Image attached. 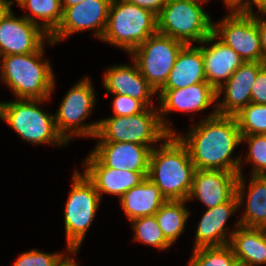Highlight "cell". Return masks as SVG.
Returning <instances> with one entry per match:
<instances>
[{
    "label": "cell",
    "mask_w": 266,
    "mask_h": 266,
    "mask_svg": "<svg viewBox=\"0 0 266 266\" xmlns=\"http://www.w3.org/2000/svg\"><path fill=\"white\" fill-rule=\"evenodd\" d=\"M213 112L186 137L176 135L186 145L195 170H223L242 175L241 157H231L242 142L237 119L218 114L216 108Z\"/></svg>",
    "instance_id": "cell-1"
},
{
    "label": "cell",
    "mask_w": 266,
    "mask_h": 266,
    "mask_svg": "<svg viewBox=\"0 0 266 266\" xmlns=\"http://www.w3.org/2000/svg\"><path fill=\"white\" fill-rule=\"evenodd\" d=\"M160 148L150 154L147 178L160 190L166 200H187L195 172L186 145L176 134H168Z\"/></svg>",
    "instance_id": "cell-2"
},
{
    "label": "cell",
    "mask_w": 266,
    "mask_h": 266,
    "mask_svg": "<svg viewBox=\"0 0 266 266\" xmlns=\"http://www.w3.org/2000/svg\"><path fill=\"white\" fill-rule=\"evenodd\" d=\"M43 46L37 51L1 56V80L18 99H48L55 81L50 63L42 62Z\"/></svg>",
    "instance_id": "cell-3"
},
{
    "label": "cell",
    "mask_w": 266,
    "mask_h": 266,
    "mask_svg": "<svg viewBox=\"0 0 266 266\" xmlns=\"http://www.w3.org/2000/svg\"><path fill=\"white\" fill-rule=\"evenodd\" d=\"M205 1L208 0H167L157 15V32L185 45L215 41L212 20L201 5Z\"/></svg>",
    "instance_id": "cell-4"
},
{
    "label": "cell",
    "mask_w": 266,
    "mask_h": 266,
    "mask_svg": "<svg viewBox=\"0 0 266 266\" xmlns=\"http://www.w3.org/2000/svg\"><path fill=\"white\" fill-rule=\"evenodd\" d=\"M156 33L157 15L152 11L123 0H112L101 40L131 54L135 48Z\"/></svg>",
    "instance_id": "cell-5"
},
{
    "label": "cell",
    "mask_w": 266,
    "mask_h": 266,
    "mask_svg": "<svg viewBox=\"0 0 266 266\" xmlns=\"http://www.w3.org/2000/svg\"><path fill=\"white\" fill-rule=\"evenodd\" d=\"M47 99H18L0 102V118L7 122L19 136L31 143L66 144L59 134L55 117L46 114L37 106ZM37 104V105H36Z\"/></svg>",
    "instance_id": "cell-6"
},
{
    "label": "cell",
    "mask_w": 266,
    "mask_h": 266,
    "mask_svg": "<svg viewBox=\"0 0 266 266\" xmlns=\"http://www.w3.org/2000/svg\"><path fill=\"white\" fill-rule=\"evenodd\" d=\"M100 195L94 184L75 170L73 183L64 211L67 251L77 253L85 234L95 217Z\"/></svg>",
    "instance_id": "cell-7"
},
{
    "label": "cell",
    "mask_w": 266,
    "mask_h": 266,
    "mask_svg": "<svg viewBox=\"0 0 266 266\" xmlns=\"http://www.w3.org/2000/svg\"><path fill=\"white\" fill-rule=\"evenodd\" d=\"M147 107L143 112L129 116H112L99 121L97 134L99 142L137 143L151 146L153 142L169 134L162 126L159 111Z\"/></svg>",
    "instance_id": "cell-8"
},
{
    "label": "cell",
    "mask_w": 266,
    "mask_h": 266,
    "mask_svg": "<svg viewBox=\"0 0 266 266\" xmlns=\"http://www.w3.org/2000/svg\"><path fill=\"white\" fill-rule=\"evenodd\" d=\"M184 46V43L157 32L131 52L140 73L156 92L166 83Z\"/></svg>",
    "instance_id": "cell-9"
},
{
    "label": "cell",
    "mask_w": 266,
    "mask_h": 266,
    "mask_svg": "<svg viewBox=\"0 0 266 266\" xmlns=\"http://www.w3.org/2000/svg\"><path fill=\"white\" fill-rule=\"evenodd\" d=\"M90 81L89 78H86L75 84L67 92L56 115H54L57 131L66 142L72 139L74 135L94 137L97 134L99 121L82 125L84 119L91 113L96 101ZM67 132L71 134H67Z\"/></svg>",
    "instance_id": "cell-10"
},
{
    "label": "cell",
    "mask_w": 266,
    "mask_h": 266,
    "mask_svg": "<svg viewBox=\"0 0 266 266\" xmlns=\"http://www.w3.org/2000/svg\"><path fill=\"white\" fill-rule=\"evenodd\" d=\"M227 15L218 25L213 24L212 33L220 37L244 62H263L260 37L252 12L237 11Z\"/></svg>",
    "instance_id": "cell-11"
},
{
    "label": "cell",
    "mask_w": 266,
    "mask_h": 266,
    "mask_svg": "<svg viewBox=\"0 0 266 266\" xmlns=\"http://www.w3.org/2000/svg\"><path fill=\"white\" fill-rule=\"evenodd\" d=\"M112 0H84L81 3L67 7L56 31L47 40L52 45L72 33L85 29H96L94 33L102 38L108 20L109 7Z\"/></svg>",
    "instance_id": "cell-12"
},
{
    "label": "cell",
    "mask_w": 266,
    "mask_h": 266,
    "mask_svg": "<svg viewBox=\"0 0 266 266\" xmlns=\"http://www.w3.org/2000/svg\"><path fill=\"white\" fill-rule=\"evenodd\" d=\"M242 175H239L236 185V195L228 202L207 209L203 214L195 238V247H212L228 245L231 238L227 237L228 230L225 225L228 218L237 211L243 202L245 183Z\"/></svg>",
    "instance_id": "cell-13"
},
{
    "label": "cell",
    "mask_w": 266,
    "mask_h": 266,
    "mask_svg": "<svg viewBox=\"0 0 266 266\" xmlns=\"http://www.w3.org/2000/svg\"><path fill=\"white\" fill-rule=\"evenodd\" d=\"M49 37L39 25L24 16L15 17L11 11L0 22V57L37 52Z\"/></svg>",
    "instance_id": "cell-14"
},
{
    "label": "cell",
    "mask_w": 266,
    "mask_h": 266,
    "mask_svg": "<svg viewBox=\"0 0 266 266\" xmlns=\"http://www.w3.org/2000/svg\"><path fill=\"white\" fill-rule=\"evenodd\" d=\"M266 65L265 62H244L231 77L217 90V99L225 90L223 102H217L220 115L235 116L251 103V90L258 72ZM223 89V90H222Z\"/></svg>",
    "instance_id": "cell-15"
},
{
    "label": "cell",
    "mask_w": 266,
    "mask_h": 266,
    "mask_svg": "<svg viewBox=\"0 0 266 266\" xmlns=\"http://www.w3.org/2000/svg\"><path fill=\"white\" fill-rule=\"evenodd\" d=\"M217 100V91L207 82L197 83L185 88L159 90L161 114L159 118L163 128L169 134H176L167 126L164 115L171 111L194 112L208 108Z\"/></svg>",
    "instance_id": "cell-16"
},
{
    "label": "cell",
    "mask_w": 266,
    "mask_h": 266,
    "mask_svg": "<svg viewBox=\"0 0 266 266\" xmlns=\"http://www.w3.org/2000/svg\"><path fill=\"white\" fill-rule=\"evenodd\" d=\"M239 173L223 170H195L187 200L198 198L208 208L230 201L236 195Z\"/></svg>",
    "instance_id": "cell-17"
},
{
    "label": "cell",
    "mask_w": 266,
    "mask_h": 266,
    "mask_svg": "<svg viewBox=\"0 0 266 266\" xmlns=\"http://www.w3.org/2000/svg\"><path fill=\"white\" fill-rule=\"evenodd\" d=\"M84 174L94 184L96 191L101 194L118 195L119 198L131 188L142 182L148 172L117 170L106 167L93 153L85 159Z\"/></svg>",
    "instance_id": "cell-18"
},
{
    "label": "cell",
    "mask_w": 266,
    "mask_h": 266,
    "mask_svg": "<svg viewBox=\"0 0 266 266\" xmlns=\"http://www.w3.org/2000/svg\"><path fill=\"white\" fill-rule=\"evenodd\" d=\"M155 146L124 142H99L92 153L106 166L117 170L148 172Z\"/></svg>",
    "instance_id": "cell-19"
},
{
    "label": "cell",
    "mask_w": 266,
    "mask_h": 266,
    "mask_svg": "<svg viewBox=\"0 0 266 266\" xmlns=\"http://www.w3.org/2000/svg\"><path fill=\"white\" fill-rule=\"evenodd\" d=\"M133 65L122 64L109 68L104 75V87L108 93L127 95L138 99L146 107H152L150 96L156 91L142 76L134 61Z\"/></svg>",
    "instance_id": "cell-20"
},
{
    "label": "cell",
    "mask_w": 266,
    "mask_h": 266,
    "mask_svg": "<svg viewBox=\"0 0 266 266\" xmlns=\"http://www.w3.org/2000/svg\"><path fill=\"white\" fill-rule=\"evenodd\" d=\"M202 50L205 77L216 91L241 66L243 59L222 41L214 42L210 47L198 46ZM224 79V80H223Z\"/></svg>",
    "instance_id": "cell-21"
},
{
    "label": "cell",
    "mask_w": 266,
    "mask_h": 266,
    "mask_svg": "<svg viewBox=\"0 0 266 266\" xmlns=\"http://www.w3.org/2000/svg\"><path fill=\"white\" fill-rule=\"evenodd\" d=\"M230 233L229 246L239 266L266 264V229L240 226Z\"/></svg>",
    "instance_id": "cell-22"
},
{
    "label": "cell",
    "mask_w": 266,
    "mask_h": 266,
    "mask_svg": "<svg viewBox=\"0 0 266 266\" xmlns=\"http://www.w3.org/2000/svg\"><path fill=\"white\" fill-rule=\"evenodd\" d=\"M207 82L204 59L199 47L185 45L179 52L168 79L160 90L185 88Z\"/></svg>",
    "instance_id": "cell-23"
},
{
    "label": "cell",
    "mask_w": 266,
    "mask_h": 266,
    "mask_svg": "<svg viewBox=\"0 0 266 266\" xmlns=\"http://www.w3.org/2000/svg\"><path fill=\"white\" fill-rule=\"evenodd\" d=\"M166 201L161 190L147 177L120 198L130 222L139 217L154 215Z\"/></svg>",
    "instance_id": "cell-24"
},
{
    "label": "cell",
    "mask_w": 266,
    "mask_h": 266,
    "mask_svg": "<svg viewBox=\"0 0 266 266\" xmlns=\"http://www.w3.org/2000/svg\"><path fill=\"white\" fill-rule=\"evenodd\" d=\"M244 215L240 226L266 229V176L251 175Z\"/></svg>",
    "instance_id": "cell-25"
},
{
    "label": "cell",
    "mask_w": 266,
    "mask_h": 266,
    "mask_svg": "<svg viewBox=\"0 0 266 266\" xmlns=\"http://www.w3.org/2000/svg\"><path fill=\"white\" fill-rule=\"evenodd\" d=\"M187 200H167L154 214L166 240L172 245L184 232L190 212L185 208Z\"/></svg>",
    "instance_id": "cell-26"
},
{
    "label": "cell",
    "mask_w": 266,
    "mask_h": 266,
    "mask_svg": "<svg viewBox=\"0 0 266 266\" xmlns=\"http://www.w3.org/2000/svg\"><path fill=\"white\" fill-rule=\"evenodd\" d=\"M18 5L24 9H30L32 16L24 15V17L39 25L43 31L51 36L61 23L63 17V10L60 0H21ZM43 20V24L40 25L34 16Z\"/></svg>",
    "instance_id": "cell-27"
},
{
    "label": "cell",
    "mask_w": 266,
    "mask_h": 266,
    "mask_svg": "<svg viewBox=\"0 0 266 266\" xmlns=\"http://www.w3.org/2000/svg\"><path fill=\"white\" fill-rule=\"evenodd\" d=\"M193 252L188 266H239L229 245L200 247Z\"/></svg>",
    "instance_id": "cell-28"
},
{
    "label": "cell",
    "mask_w": 266,
    "mask_h": 266,
    "mask_svg": "<svg viewBox=\"0 0 266 266\" xmlns=\"http://www.w3.org/2000/svg\"><path fill=\"white\" fill-rule=\"evenodd\" d=\"M235 117L241 135L266 133V104L249 103Z\"/></svg>",
    "instance_id": "cell-29"
},
{
    "label": "cell",
    "mask_w": 266,
    "mask_h": 266,
    "mask_svg": "<svg viewBox=\"0 0 266 266\" xmlns=\"http://www.w3.org/2000/svg\"><path fill=\"white\" fill-rule=\"evenodd\" d=\"M135 229L134 240L141 241L159 249H166L171 244L164 237L155 215L139 217L131 221Z\"/></svg>",
    "instance_id": "cell-30"
},
{
    "label": "cell",
    "mask_w": 266,
    "mask_h": 266,
    "mask_svg": "<svg viewBox=\"0 0 266 266\" xmlns=\"http://www.w3.org/2000/svg\"><path fill=\"white\" fill-rule=\"evenodd\" d=\"M247 141L249 153L247 161L254 163L252 175L266 176V140L262 135H241Z\"/></svg>",
    "instance_id": "cell-31"
},
{
    "label": "cell",
    "mask_w": 266,
    "mask_h": 266,
    "mask_svg": "<svg viewBox=\"0 0 266 266\" xmlns=\"http://www.w3.org/2000/svg\"><path fill=\"white\" fill-rule=\"evenodd\" d=\"M67 257L61 253H43L36 249L22 253L13 266H60Z\"/></svg>",
    "instance_id": "cell-32"
},
{
    "label": "cell",
    "mask_w": 266,
    "mask_h": 266,
    "mask_svg": "<svg viewBox=\"0 0 266 266\" xmlns=\"http://www.w3.org/2000/svg\"><path fill=\"white\" fill-rule=\"evenodd\" d=\"M112 95H115L113 100L114 116L136 115L147 108L141 101L130 96L120 94Z\"/></svg>",
    "instance_id": "cell-33"
},
{
    "label": "cell",
    "mask_w": 266,
    "mask_h": 266,
    "mask_svg": "<svg viewBox=\"0 0 266 266\" xmlns=\"http://www.w3.org/2000/svg\"><path fill=\"white\" fill-rule=\"evenodd\" d=\"M251 103L266 104V65L256 76L251 90Z\"/></svg>",
    "instance_id": "cell-34"
},
{
    "label": "cell",
    "mask_w": 266,
    "mask_h": 266,
    "mask_svg": "<svg viewBox=\"0 0 266 266\" xmlns=\"http://www.w3.org/2000/svg\"><path fill=\"white\" fill-rule=\"evenodd\" d=\"M127 3L137 5L139 7L152 11L155 15H158L162 8L166 5L167 0H123Z\"/></svg>",
    "instance_id": "cell-35"
},
{
    "label": "cell",
    "mask_w": 266,
    "mask_h": 266,
    "mask_svg": "<svg viewBox=\"0 0 266 266\" xmlns=\"http://www.w3.org/2000/svg\"><path fill=\"white\" fill-rule=\"evenodd\" d=\"M253 17L256 21L257 28H258V33L260 37V43H261V49L263 52V62L266 63V20L263 18H259L256 14Z\"/></svg>",
    "instance_id": "cell-36"
},
{
    "label": "cell",
    "mask_w": 266,
    "mask_h": 266,
    "mask_svg": "<svg viewBox=\"0 0 266 266\" xmlns=\"http://www.w3.org/2000/svg\"><path fill=\"white\" fill-rule=\"evenodd\" d=\"M224 3L232 12L246 11L252 12L251 3L249 0L243 2V0H224Z\"/></svg>",
    "instance_id": "cell-37"
},
{
    "label": "cell",
    "mask_w": 266,
    "mask_h": 266,
    "mask_svg": "<svg viewBox=\"0 0 266 266\" xmlns=\"http://www.w3.org/2000/svg\"><path fill=\"white\" fill-rule=\"evenodd\" d=\"M12 3L13 2L11 0H0V22L12 11Z\"/></svg>",
    "instance_id": "cell-38"
},
{
    "label": "cell",
    "mask_w": 266,
    "mask_h": 266,
    "mask_svg": "<svg viewBox=\"0 0 266 266\" xmlns=\"http://www.w3.org/2000/svg\"><path fill=\"white\" fill-rule=\"evenodd\" d=\"M83 1L84 0H60V3H61L62 10L64 11L67 7H71Z\"/></svg>",
    "instance_id": "cell-39"
},
{
    "label": "cell",
    "mask_w": 266,
    "mask_h": 266,
    "mask_svg": "<svg viewBox=\"0 0 266 266\" xmlns=\"http://www.w3.org/2000/svg\"><path fill=\"white\" fill-rule=\"evenodd\" d=\"M252 2L257 6L262 16L266 14V0H252Z\"/></svg>",
    "instance_id": "cell-40"
},
{
    "label": "cell",
    "mask_w": 266,
    "mask_h": 266,
    "mask_svg": "<svg viewBox=\"0 0 266 266\" xmlns=\"http://www.w3.org/2000/svg\"><path fill=\"white\" fill-rule=\"evenodd\" d=\"M74 260L75 258H70L69 256H67V258L60 266H78L77 263L74 262Z\"/></svg>",
    "instance_id": "cell-41"
},
{
    "label": "cell",
    "mask_w": 266,
    "mask_h": 266,
    "mask_svg": "<svg viewBox=\"0 0 266 266\" xmlns=\"http://www.w3.org/2000/svg\"><path fill=\"white\" fill-rule=\"evenodd\" d=\"M264 138H265V140H266V133H264V134H261Z\"/></svg>",
    "instance_id": "cell-42"
}]
</instances>
